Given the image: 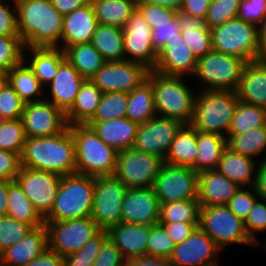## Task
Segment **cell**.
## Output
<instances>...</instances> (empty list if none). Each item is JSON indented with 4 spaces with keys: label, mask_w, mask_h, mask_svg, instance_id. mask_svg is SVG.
I'll return each instance as SVG.
<instances>
[{
    "label": "cell",
    "mask_w": 266,
    "mask_h": 266,
    "mask_svg": "<svg viewBox=\"0 0 266 266\" xmlns=\"http://www.w3.org/2000/svg\"><path fill=\"white\" fill-rule=\"evenodd\" d=\"M260 59L266 60V16L258 26Z\"/></svg>",
    "instance_id": "cell-68"
},
{
    "label": "cell",
    "mask_w": 266,
    "mask_h": 266,
    "mask_svg": "<svg viewBox=\"0 0 266 266\" xmlns=\"http://www.w3.org/2000/svg\"><path fill=\"white\" fill-rule=\"evenodd\" d=\"M257 163V160L226 147L217 170L240 187H251L255 182Z\"/></svg>",
    "instance_id": "cell-30"
},
{
    "label": "cell",
    "mask_w": 266,
    "mask_h": 266,
    "mask_svg": "<svg viewBox=\"0 0 266 266\" xmlns=\"http://www.w3.org/2000/svg\"><path fill=\"white\" fill-rule=\"evenodd\" d=\"M150 69L128 60L106 62L90 79L103 93H130L147 80Z\"/></svg>",
    "instance_id": "cell-15"
},
{
    "label": "cell",
    "mask_w": 266,
    "mask_h": 266,
    "mask_svg": "<svg viewBox=\"0 0 266 266\" xmlns=\"http://www.w3.org/2000/svg\"><path fill=\"white\" fill-rule=\"evenodd\" d=\"M98 24L124 28L137 9L134 0H90Z\"/></svg>",
    "instance_id": "cell-38"
},
{
    "label": "cell",
    "mask_w": 266,
    "mask_h": 266,
    "mask_svg": "<svg viewBox=\"0 0 266 266\" xmlns=\"http://www.w3.org/2000/svg\"><path fill=\"white\" fill-rule=\"evenodd\" d=\"M25 46L19 36H0V70L9 72L24 59Z\"/></svg>",
    "instance_id": "cell-47"
},
{
    "label": "cell",
    "mask_w": 266,
    "mask_h": 266,
    "mask_svg": "<svg viewBox=\"0 0 266 266\" xmlns=\"http://www.w3.org/2000/svg\"><path fill=\"white\" fill-rule=\"evenodd\" d=\"M103 92L91 81L85 80L72 107L65 113L69 126L86 125L95 115Z\"/></svg>",
    "instance_id": "cell-32"
},
{
    "label": "cell",
    "mask_w": 266,
    "mask_h": 266,
    "mask_svg": "<svg viewBox=\"0 0 266 266\" xmlns=\"http://www.w3.org/2000/svg\"><path fill=\"white\" fill-rule=\"evenodd\" d=\"M197 61L183 34L180 33L158 51L154 71L168 76L191 75L192 78L196 72Z\"/></svg>",
    "instance_id": "cell-20"
},
{
    "label": "cell",
    "mask_w": 266,
    "mask_h": 266,
    "mask_svg": "<svg viewBox=\"0 0 266 266\" xmlns=\"http://www.w3.org/2000/svg\"><path fill=\"white\" fill-rule=\"evenodd\" d=\"M108 240L107 230H101L79 251L63 257V266H92L103 244Z\"/></svg>",
    "instance_id": "cell-45"
},
{
    "label": "cell",
    "mask_w": 266,
    "mask_h": 266,
    "mask_svg": "<svg viewBox=\"0 0 266 266\" xmlns=\"http://www.w3.org/2000/svg\"><path fill=\"white\" fill-rule=\"evenodd\" d=\"M98 137L117 152L134 146L139 124L127 117L113 118L105 121H89Z\"/></svg>",
    "instance_id": "cell-26"
},
{
    "label": "cell",
    "mask_w": 266,
    "mask_h": 266,
    "mask_svg": "<svg viewBox=\"0 0 266 266\" xmlns=\"http://www.w3.org/2000/svg\"><path fill=\"white\" fill-rule=\"evenodd\" d=\"M94 177L78 173L62 176L58 194L45 222L91 217Z\"/></svg>",
    "instance_id": "cell-6"
},
{
    "label": "cell",
    "mask_w": 266,
    "mask_h": 266,
    "mask_svg": "<svg viewBox=\"0 0 266 266\" xmlns=\"http://www.w3.org/2000/svg\"><path fill=\"white\" fill-rule=\"evenodd\" d=\"M240 186L217 169L198 174V202L201 207L227 206Z\"/></svg>",
    "instance_id": "cell-24"
},
{
    "label": "cell",
    "mask_w": 266,
    "mask_h": 266,
    "mask_svg": "<svg viewBox=\"0 0 266 266\" xmlns=\"http://www.w3.org/2000/svg\"><path fill=\"white\" fill-rule=\"evenodd\" d=\"M244 224L250 240L257 248H261L266 243V238H264L263 242H260L261 240H258L259 238L256 234L266 232V200L259 198L254 203Z\"/></svg>",
    "instance_id": "cell-51"
},
{
    "label": "cell",
    "mask_w": 266,
    "mask_h": 266,
    "mask_svg": "<svg viewBox=\"0 0 266 266\" xmlns=\"http://www.w3.org/2000/svg\"><path fill=\"white\" fill-rule=\"evenodd\" d=\"M180 33L181 30L178 18L168 24L154 25L151 37L154 48L159 51L169 40Z\"/></svg>",
    "instance_id": "cell-59"
},
{
    "label": "cell",
    "mask_w": 266,
    "mask_h": 266,
    "mask_svg": "<svg viewBox=\"0 0 266 266\" xmlns=\"http://www.w3.org/2000/svg\"><path fill=\"white\" fill-rule=\"evenodd\" d=\"M227 147V138L215 133L197 131L195 172L217 169L219 160Z\"/></svg>",
    "instance_id": "cell-35"
},
{
    "label": "cell",
    "mask_w": 266,
    "mask_h": 266,
    "mask_svg": "<svg viewBox=\"0 0 266 266\" xmlns=\"http://www.w3.org/2000/svg\"><path fill=\"white\" fill-rule=\"evenodd\" d=\"M184 124L176 119L155 115L139 124L134 148L165 160L171 143Z\"/></svg>",
    "instance_id": "cell-17"
},
{
    "label": "cell",
    "mask_w": 266,
    "mask_h": 266,
    "mask_svg": "<svg viewBox=\"0 0 266 266\" xmlns=\"http://www.w3.org/2000/svg\"><path fill=\"white\" fill-rule=\"evenodd\" d=\"M25 266H63V257L47 248L41 255L32 259Z\"/></svg>",
    "instance_id": "cell-62"
},
{
    "label": "cell",
    "mask_w": 266,
    "mask_h": 266,
    "mask_svg": "<svg viewBox=\"0 0 266 266\" xmlns=\"http://www.w3.org/2000/svg\"><path fill=\"white\" fill-rule=\"evenodd\" d=\"M25 140L26 135L21 118L5 120L0 126V149L14 152L21 157Z\"/></svg>",
    "instance_id": "cell-46"
},
{
    "label": "cell",
    "mask_w": 266,
    "mask_h": 266,
    "mask_svg": "<svg viewBox=\"0 0 266 266\" xmlns=\"http://www.w3.org/2000/svg\"><path fill=\"white\" fill-rule=\"evenodd\" d=\"M177 18L184 40L197 59L213 51L211 30L205 19L181 11H178Z\"/></svg>",
    "instance_id": "cell-31"
},
{
    "label": "cell",
    "mask_w": 266,
    "mask_h": 266,
    "mask_svg": "<svg viewBox=\"0 0 266 266\" xmlns=\"http://www.w3.org/2000/svg\"><path fill=\"white\" fill-rule=\"evenodd\" d=\"M226 138L227 147L232 151L257 161L266 158V125L241 135H227Z\"/></svg>",
    "instance_id": "cell-41"
},
{
    "label": "cell",
    "mask_w": 266,
    "mask_h": 266,
    "mask_svg": "<svg viewBox=\"0 0 266 266\" xmlns=\"http://www.w3.org/2000/svg\"><path fill=\"white\" fill-rule=\"evenodd\" d=\"M127 187L114 175L94 177L91 217L101 230L122 222V203Z\"/></svg>",
    "instance_id": "cell-11"
},
{
    "label": "cell",
    "mask_w": 266,
    "mask_h": 266,
    "mask_svg": "<svg viewBox=\"0 0 266 266\" xmlns=\"http://www.w3.org/2000/svg\"><path fill=\"white\" fill-rule=\"evenodd\" d=\"M156 114L154 93L151 82L147 79L136 89L128 93L126 117L138 124L148 122Z\"/></svg>",
    "instance_id": "cell-40"
},
{
    "label": "cell",
    "mask_w": 266,
    "mask_h": 266,
    "mask_svg": "<svg viewBox=\"0 0 266 266\" xmlns=\"http://www.w3.org/2000/svg\"><path fill=\"white\" fill-rule=\"evenodd\" d=\"M197 152V130L190 124H184L172 141L164 163L190 167L195 171Z\"/></svg>",
    "instance_id": "cell-33"
},
{
    "label": "cell",
    "mask_w": 266,
    "mask_h": 266,
    "mask_svg": "<svg viewBox=\"0 0 266 266\" xmlns=\"http://www.w3.org/2000/svg\"><path fill=\"white\" fill-rule=\"evenodd\" d=\"M128 93H103L96 113L90 121H105L113 118L126 117Z\"/></svg>",
    "instance_id": "cell-44"
},
{
    "label": "cell",
    "mask_w": 266,
    "mask_h": 266,
    "mask_svg": "<svg viewBox=\"0 0 266 266\" xmlns=\"http://www.w3.org/2000/svg\"><path fill=\"white\" fill-rule=\"evenodd\" d=\"M107 234L126 260L147 256L149 226L120 222L109 228Z\"/></svg>",
    "instance_id": "cell-25"
},
{
    "label": "cell",
    "mask_w": 266,
    "mask_h": 266,
    "mask_svg": "<svg viewBox=\"0 0 266 266\" xmlns=\"http://www.w3.org/2000/svg\"><path fill=\"white\" fill-rule=\"evenodd\" d=\"M136 6L143 4H154L180 11L183 0H134Z\"/></svg>",
    "instance_id": "cell-66"
},
{
    "label": "cell",
    "mask_w": 266,
    "mask_h": 266,
    "mask_svg": "<svg viewBox=\"0 0 266 266\" xmlns=\"http://www.w3.org/2000/svg\"><path fill=\"white\" fill-rule=\"evenodd\" d=\"M199 227L214 241L221 250L226 246H256L248 237L244 221L237 217L227 206H205L200 208ZM225 248V249H224Z\"/></svg>",
    "instance_id": "cell-9"
},
{
    "label": "cell",
    "mask_w": 266,
    "mask_h": 266,
    "mask_svg": "<svg viewBox=\"0 0 266 266\" xmlns=\"http://www.w3.org/2000/svg\"><path fill=\"white\" fill-rule=\"evenodd\" d=\"M259 199L253 186L240 187L234 196L229 200L227 207L237 217L245 221L254 203Z\"/></svg>",
    "instance_id": "cell-53"
},
{
    "label": "cell",
    "mask_w": 266,
    "mask_h": 266,
    "mask_svg": "<svg viewBox=\"0 0 266 266\" xmlns=\"http://www.w3.org/2000/svg\"><path fill=\"white\" fill-rule=\"evenodd\" d=\"M65 59V52L59 47H30L24 49L23 60L33 70L44 88L53 80L59 65Z\"/></svg>",
    "instance_id": "cell-29"
},
{
    "label": "cell",
    "mask_w": 266,
    "mask_h": 266,
    "mask_svg": "<svg viewBox=\"0 0 266 266\" xmlns=\"http://www.w3.org/2000/svg\"><path fill=\"white\" fill-rule=\"evenodd\" d=\"M266 125V109L238 101L228 135H241Z\"/></svg>",
    "instance_id": "cell-43"
},
{
    "label": "cell",
    "mask_w": 266,
    "mask_h": 266,
    "mask_svg": "<svg viewBox=\"0 0 266 266\" xmlns=\"http://www.w3.org/2000/svg\"><path fill=\"white\" fill-rule=\"evenodd\" d=\"M21 120L26 137L33 138L56 135L68 126L65 113L46 100L25 104Z\"/></svg>",
    "instance_id": "cell-19"
},
{
    "label": "cell",
    "mask_w": 266,
    "mask_h": 266,
    "mask_svg": "<svg viewBox=\"0 0 266 266\" xmlns=\"http://www.w3.org/2000/svg\"><path fill=\"white\" fill-rule=\"evenodd\" d=\"M127 260L109 239L103 244L92 266H125Z\"/></svg>",
    "instance_id": "cell-57"
},
{
    "label": "cell",
    "mask_w": 266,
    "mask_h": 266,
    "mask_svg": "<svg viewBox=\"0 0 266 266\" xmlns=\"http://www.w3.org/2000/svg\"><path fill=\"white\" fill-rule=\"evenodd\" d=\"M54 8L63 16L82 8L90 3V0H51Z\"/></svg>",
    "instance_id": "cell-64"
},
{
    "label": "cell",
    "mask_w": 266,
    "mask_h": 266,
    "mask_svg": "<svg viewBox=\"0 0 266 266\" xmlns=\"http://www.w3.org/2000/svg\"><path fill=\"white\" fill-rule=\"evenodd\" d=\"M32 229L29 224L8 215L0 217V254L13 244L22 241Z\"/></svg>",
    "instance_id": "cell-48"
},
{
    "label": "cell",
    "mask_w": 266,
    "mask_h": 266,
    "mask_svg": "<svg viewBox=\"0 0 266 266\" xmlns=\"http://www.w3.org/2000/svg\"><path fill=\"white\" fill-rule=\"evenodd\" d=\"M76 173L91 177L114 175L118 152L106 145L87 125H72Z\"/></svg>",
    "instance_id": "cell-4"
},
{
    "label": "cell",
    "mask_w": 266,
    "mask_h": 266,
    "mask_svg": "<svg viewBox=\"0 0 266 266\" xmlns=\"http://www.w3.org/2000/svg\"><path fill=\"white\" fill-rule=\"evenodd\" d=\"M175 247V242L159 223L149 226L147 256L169 259Z\"/></svg>",
    "instance_id": "cell-50"
},
{
    "label": "cell",
    "mask_w": 266,
    "mask_h": 266,
    "mask_svg": "<svg viewBox=\"0 0 266 266\" xmlns=\"http://www.w3.org/2000/svg\"><path fill=\"white\" fill-rule=\"evenodd\" d=\"M21 166L65 176L76 173L75 143L68 125L47 137H26Z\"/></svg>",
    "instance_id": "cell-2"
},
{
    "label": "cell",
    "mask_w": 266,
    "mask_h": 266,
    "mask_svg": "<svg viewBox=\"0 0 266 266\" xmlns=\"http://www.w3.org/2000/svg\"><path fill=\"white\" fill-rule=\"evenodd\" d=\"M164 160L134 147L118 152L114 176L128 189L151 188Z\"/></svg>",
    "instance_id": "cell-10"
},
{
    "label": "cell",
    "mask_w": 266,
    "mask_h": 266,
    "mask_svg": "<svg viewBox=\"0 0 266 266\" xmlns=\"http://www.w3.org/2000/svg\"><path fill=\"white\" fill-rule=\"evenodd\" d=\"M245 61L232 55L212 51L198 58L192 81L201 90L236 91ZM202 87V88H201Z\"/></svg>",
    "instance_id": "cell-8"
},
{
    "label": "cell",
    "mask_w": 266,
    "mask_h": 266,
    "mask_svg": "<svg viewBox=\"0 0 266 266\" xmlns=\"http://www.w3.org/2000/svg\"><path fill=\"white\" fill-rule=\"evenodd\" d=\"M241 0H212L205 17L209 29L237 18Z\"/></svg>",
    "instance_id": "cell-49"
},
{
    "label": "cell",
    "mask_w": 266,
    "mask_h": 266,
    "mask_svg": "<svg viewBox=\"0 0 266 266\" xmlns=\"http://www.w3.org/2000/svg\"><path fill=\"white\" fill-rule=\"evenodd\" d=\"M261 249L264 251V249L266 250V243L261 247Z\"/></svg>",
    "instance_id": "cell-71"
},
{
    "label": "cell",
    "mask_w": 266,
    "mask_h": 266,
    "mask_svg": "<svg viewBox=\"0 0 266 266\" xmlns=\"http://www.w3.org/2000/svg\"><path fill=\"white\" fill-rule=\"evenodd\" d=\"M48 248L46 225L33 228L20 242L0 254V266H25Z\"/></svg>",
    "instance_id": "cell-27"
},
{
    "label": "cell",
    "mask_w": 266,
    "mask_h": 266,
    "mask_svg": "<svg viewBox=\"0 0 266 266\" xmlns=\"http://www.w3.org/2000/svg\"><path fill=\"white\" fill-rule=\"evenodd\" d=\"M193 119L190 125L203 133L227 137L238 104L234 91L197 89Z\"/></svg>",
    "instance_id": "cell-5"
},
{
    "label": "cell",
    "mask_w": 266,
    "mask_h": 266,
    "mask_svg": "<svg viewBox=\"0 0 266 266\" xmlns=\"http://www.w3.org/2000/svg\"><path fill=\"white\" fill-rule=\"evenodd\" d=\"M186 78L150 70L147 79L152 84L154 106L158 116L176 119L183 124L191 123L198 90L194 91L186 84Z\"/></svg>",
    "instance_id": "cell-3"
},
{
    "label": "cell",
    "mask_w": 266,
    "mask_h": 266,
    "mask_svg": "<svg viewBox=\"0 0 266 266\" xmlns=\"http://www.w3.org/2000/svg\"><path fill=\"white\" fill-rule=\"evenodd\" d=\"M8 213L7 215L29 224L33 228L45 224L44 218L29 201L15 181H8Z\"/></svg>",
    "instance_id": "cell-39"
},
{
    "label": "cell",
    "mask_w": 266,
    "mask_h": 266,
    "mask_svg": "<svg viewBox=\"0 0 266 266\" xmlns=\"http://www.w3.org/2000/svg\"><path fill=\"white\" fill-rule=\"evenodd\" d=\"M25 103L8 82L0 90V116L5 120L21 118Z\"/></svg>",
    "instance_id": "cell-52"
},
{
    "label": "cell",
    "mask_w": 266,
    "mask_h": 266,
    "mask_svg": "<svg viewBox=\"0 0 266 266\" xmlns=\"http://www.w3.org/2000/svg\"><path fill=\"white\" fill-rule=\"evenodd\" d=\"M7 82L25 104L44 100V87L24 60L7 72Z\"/></svg>",
    "instance_id": "cell-34"
},
{
    "label": "cell",
    "mask_w": 266,
    "mask_h": 266,
    "mask_svg": "<svg viewBox=\"0 0 266 266\" xmlns=\"http://www.w3.org/2000/svg\"><path fill=\"white\" fill-rule=\"evenodd\" d=\"M90 43L106 62L125 60L122 28L98 24Z\"/></svg>",
    "instance_id": "cell-36"
},
{
    "label": "cell",
    "mask_w": 266,
    "mask_h": 266,
    "mask_svg": "<svg viewBox=\"0 0 266 266\" xmlns=\"http://www.w3.org/2000/svg\"><path fill=\"white\" fill-rule=\"evenodd\" d=\"M128 266H172L168 259L141 256L127 260Z\"/></svg>",
    "instance_id": "cell-65"
},
{
    "label": "cell",
    "mask_w": 266,
    "mask_h": 266,
    "mask_svg": "<svg viewBox=\"0 0 266 266\" xmlns=\"http://www.w3.org/2000/svg\"><path fill=\"white\" fill-rule=\"evenodd\" d=\"M212 0H183L181 12L205 19Z\"/></svg>",
    "instance_id": "cell-61"
},
{
    "label": "cell",
    "mask_w": 266,
    "mask_h": 266,
    "mask_svg": "<svg viewBox=\"0 0 266 266\" xmlns=\"http://www.w3.org/2000/svg\"><path fill=\"white\" fill-rule=\"evenodd\" d=\"M7 82V73L3 70H0V90Z\"/></svg>",
    "instance_id": "cell-69"
},
{
    "label": "cell",
    "mask_w": 266,
    "mask_h": 266,
    "mask_svg": "<svg viewBox=\"0 0 266 266\" xmlns=\"http://www.w3.org/2000/svg\"><path fill=\"white\" fill-rule=\"evenodd\" d=\"M64 52L66 60L85 80H90L106 63L100 52L90 42L72 45Z\"/></svg>",
    "instance_id": "cell-37"
},
{
    "label": "cell",
    "mask_w": 266,
    "mask_h": 266,
    "mask_svg": "<svg viewBox=\"0 0 266 266\" xmlns=\"http://www.w3.org/2000/svg\"><path fill=\"white\" fill-rule=\"evenodd\" d=\"M152 28L136 9L123 28L125 60L154 70L158 51L152 43Z\"/></svg>",
    "instance_id": "cell-16"
},
{
    "label": "cell",
    "mask_w": 266,
    "mask_h": 266,
    "mask_svg": "<svg viewBox=\"0 0 266 266\" xmlns=\"http://www.w3.org/2000/svg\"><path fill=\"white\" fill-rule=\"evenodd\" d=\"M169 237L175 242V244H180L185 239H187L192 232L199 227V224H188V223H159Z\"/></svg>",
    "instance_id": "cell-60"
},
{
    "label": "cell",
    "mask_w": 266,
    "mask_h": 266,
    "mask_svg": "<svg viewBox=\"0 0 266 266\" xmlns=\"http://www.w3.org/2000/svg\"><path fill=\"white\" fill-rule=\"evenodd\" d=\"M152 188L160 204L198 199V173L190 167L163 163Z\"/></svg>",
    "instance_id": "cell-13"
},
{
    "label": "cell",
    "mask_w": 266,
    "mask_h": 266,
    "mask_svg": "<svg viewBox=\"0 0 266 266\" xmlns=\"http://www.w3.org/2000/svg\"><path fill=\"white\" fill-rule=\"evenodd\" d=\"M61 180L62 176L58 174L21 166L14 181L39 214L45 218L53 208Z\"/></svg>",
    "instance_id": "cell-14"
},
{
    "label": "cell",
    "mask_w": 266,
    "mask_h": 266,
    "mask_svg": "<svg viewBox=\"0 0 266 266\" xmlns=\"http://www.w3.org/2000/svg\"><path fill=\"white\" fill-rule=\"evenodd\" d=\"M8 181L0 180V217L8 213Z\"/></svg>",
    "instance_id": "cell-67"
},
{
    "label": "cell",
    "mask_w": 266,
    "mask_h": 266,
    "mask_svg": "<svg viewBox=\"0 0 266 266\" xmlns=\"http://www.w3.org/2000/svg\"><path fill=\"white\" fill-rule=\"evenodd\" d=\"M121 210L122 222L152 226L158 224L160 203L152 187L127 189Z\"/></svg>",
    "instance_id": "cell-21"
},
{
    "label": "cell",
    "mask_w": 266,
    "mask_h": 266,
    "mask_svg": "<svg viewBox=\"0 0 266 266\" xmlns=\"http://www.w3.org/2000/svg\"><path fill=\"white\" fill-rule=\"evenodd\" d=\"M48 248L62 257L79 251L101 229L92 217L45 222Z\"/></svg>",
    "instance_id": "cell-12"
},
{
    "label": "cell",
    "mask_w": 266,
    "mask_h": 266,
    "mask_svg": "<svg viewBox=\"0 0 266 266\" xmlns=\"http://www.w3.org/2000/svg\"><path fill=\"white\" fill-rule=\"evenodd\" d=\"M211 30L213 51L245 62L260 59L258 27L234 18Z\"/></svg>",
    "instance_id": "cell-7"
},
{
    "label": "cell",
    "mask_w": 266,
    "mask_h": 266,
    "mask_svg": "<svg viewBox=\"0 0 266 266\" xmlns=\"http://www.w3.org/2000/svg\"><path fill=\"white\" fill-rule=\"evenodd\" d=\"M0 36H19L15 0H0Z\"/></svg>",
    "instance_id": "cell-55"
},
{
    "label": "cell",
    "mask_w": 266,
    "mask_h": 266,
    "mask_svg": "<svg viewBox=\"0 0 266 266\" xmlns=\"http://www.w3.org/2000/svg\"><path fill=\"white\" fill-rule=\"evenodd\" d=\"M84 81L79 72L65 59L59 65L53 80L44 88V100L52 102L66 113L74 104Z\"/></svg>",
    "instance_id": "cell-22"
},
{
    "label": "cell",
    "mask_w": 266,
    "mask_h": 266,
    "mask_svg": "<svg viewBox=\"0 0 266 266\" xmlns=\"http://www.w3.org/2000/svg\"><path fill=\"white\" fill-rule=\"evenodd\" d=\"M98 26L91 3L64 15L59 48L65 50L72 45L89 43Z\"/></svg>",
    "instance_id": "cell-23"
},
{
    "label": "cell",
    "mask_w": 266,
    "mask_h": 266,
    "mask_svg": "<svg viewBox=\"0 0 266 266\" xmlns=\"http://www.w3.org/2000/svg\"><path fill=\"white\" fill-rule=\"evenodd\" d=\"M253 188L259 198L266 200V158L257 163Z\"/></svg>",
    "instance_id": "cell-63"
},
{
    "label": "cell",
    "mask_w": 266,
    "mask_h": 266,
    "mask_svg": "<svg viewBox=\"0 0 266 266\" xmlns=\"http://www.w3.org/2000/svg\"><path fill=\"white\" fill-rule=\"evenodd\" d=\"M17 28L25 48L58 47L63 30V15L51 0H15Z\"/></svg>",
    "instance_id": "cell-1"
},
{
    "label": "cell",
    "mask_w": 266,
    "mask_h": 266,
    "mask_svg": "<svg viewBox=\"0 0 266 266\" xmlns=\"http://www.w3.org/2000/svg\"><path fill=\"white\" fill-rule=\"evenodd\" d=\"M200 208L198 199L162 203L158 223L199 224Z\"/></svg>",
    "instance_id": "cell-42"
},
{
    "label": "cell",
    "mask_w": 266,
    "mask_h": 266,
    "mask_svg": "<svg viewBox=\"0 0 266 266\" xmlns=\"http://www.w3.org/2000/svg\"><path fill=\"white\" fill-rule=\"evenodd\" d=\"M4 121H5V119L0 116V126L3 125Z\"/></svg>",
    "instance_id": "cell-70"
},
{
    "label": "cell",
    "mask_w": 266,
    "mask_h": 266,
    "mask_svg": "<svg viewBox=\"0 0 266 266\" xmlns=\"http://www.w3.org/2000/svg\"><path fill=\"white\" fill-rule=\"evenodd\" d=\"M222 251L200 228L180 244H177L169 257L172 266H219Z\"/></svg>",
    "instance_id": "cell-18"
},
{
    "label": "cell",
    "mask_w": 266,
    "mask_h": 266,
    "mask_svg": "<svg viewBox=\"0 0 266 266\" xmlns=\"http://www.w3.org/2000/svg\"><path fill=\"white\" fill-rule=\"evenodd\" d=\"M21 168V157L0 149V180L14 181Z\"/></svg>",
    "instance_id": "cell-58"
},
{
    "label": "cell",
    "mask_w": 266,
    "mask_h": 266,
    "mask_svg": "<svg viewBox=\"0 0 266 266\" xmlns=\"http://www.w3.org/2000/svg\"><path fill=\"white\" fill-rule=\"evenodd\" d=\"M266 16V0H241L237 18L259 26Z\"/></svg>",
    "instance_id": "cell-56"
},
{
    "label": "cell",
    "mask_w": 266,
    "mask_h": 266,
    "mask_svg": "<svg viewBox=\"0 0 266 266\" xmlns=\"http://www.w3.org/2000/svg\"><path fill=\"white\" fill-rule=\"evenodd\" d=\"M235 93L240 101L266 109V60L245 63Z\"/></svg>",
    "instance_id": "cell-28"
},
{
    "label": "cell",
    "mask_w": 266,
    "mask_h": 266,
    "mask_svg": "<svg viewBox=\"0 0 266 266\" xmlns=\"http://www.w3.org/2000/svg\"><path fill=\"white\" fill-rule=\"evenodd\" d=\"M137 10L142 14L149 26L154 29V25L171 23L177 18L178 11L154 4L138 5Z\"/></svg>",
    "instance_id": "cell-54"
}]
</instances>
